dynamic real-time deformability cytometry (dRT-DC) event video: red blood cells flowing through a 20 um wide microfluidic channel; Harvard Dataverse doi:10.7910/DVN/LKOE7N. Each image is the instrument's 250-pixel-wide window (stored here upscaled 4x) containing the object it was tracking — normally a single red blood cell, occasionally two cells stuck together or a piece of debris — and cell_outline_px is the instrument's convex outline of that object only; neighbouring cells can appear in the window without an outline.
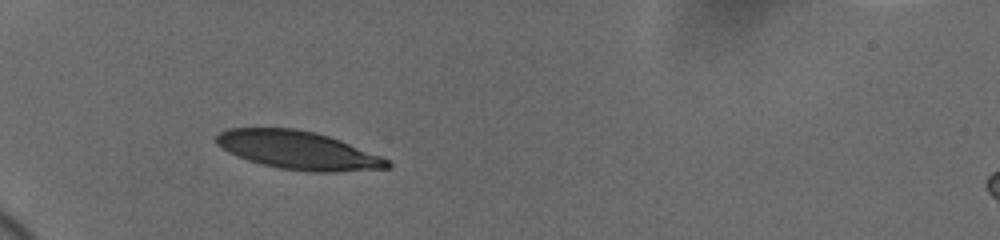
{"species": "human", "species_latin": "Homo sapiens", "temperature_condition": "cold", "stored_images_in_passage": 32, "camera_frame_rate_fps": 3000, "um_per_image_px": 0.085, "donor": {"sex": "female"}, "frame": {"image": 1, "passage_image": 1, "time_ms": 0.0, "image_size_px": [1000, 240], "cell_outline_px": [[392, 168], [336, 172], [312, 172], [280, 168], [260, 164], [236, 156], [228, 152], [216, 144], [216, 136], [220, 132], [228, 128], [296, 128], [316, 132], [340, 140], [380, 156], [388, 160], [392, 164]], "centroid_in_image_um": [25.33, 12.77], "position_along_channel_um": 59.7, "area_um2": 38.15}}
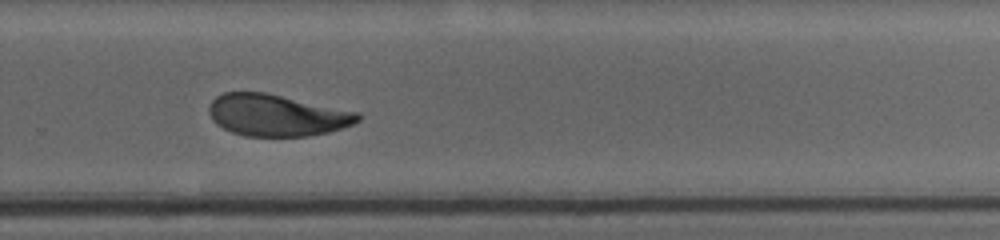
{"frame": {"image": 2, "passage_image": 17, "time_ms": 7.333, "image_size_px": [1000, 240], "cell_outline_px": [[360, 120], [352, 124], [328, 132], [308, 136], [244, 136], [232, 132], [216, 124], [212, 120], [208, 112], [208, 108], [212, 100], [216, 96], [224, 92], [264, 92], [356, 112], [360, 116]], "centroid_in_image_um": [23.45, 9.8], "position_along_channel_um": 306.3, "area_um2": 35.84}}
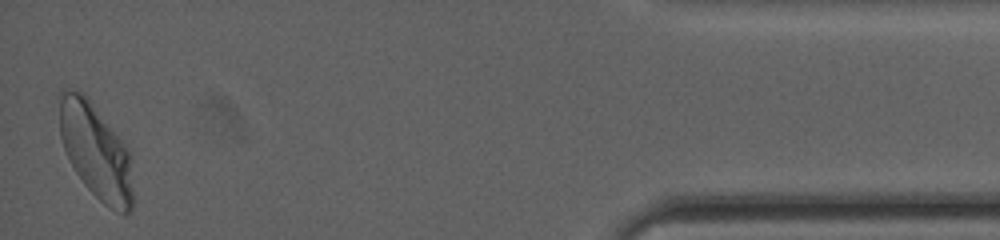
{"frame": {"image": 3, "passage_image": 32, "time_ms": 12.333, "image_size_px": [1000, 240], "cell_outline_px": [[132, 208], [124, 216], [108, 208], [84, 184], [76, 172], [64, 148], [60, 136], [56, 96], [60, 88], [64, 88], [80, 92], [88, 96], [128, 148], [132, 188]], "centroid_in_image_um": [8.09, 12.78], "position_along_channel_um": 427.1, "area_um2": 41.21}, "authors_computed_cell_mechanics": {"area_um2": 37.6278, "velocity_mm_per_s": 3.6463, "shape_relaxation_time_tau1_ms": 8.6712, "shape_relaxation_time_tau2_ms": 1.2417, "deformation_change_tau1": 0.214, "deformation_change_tau2": 0.0727}}